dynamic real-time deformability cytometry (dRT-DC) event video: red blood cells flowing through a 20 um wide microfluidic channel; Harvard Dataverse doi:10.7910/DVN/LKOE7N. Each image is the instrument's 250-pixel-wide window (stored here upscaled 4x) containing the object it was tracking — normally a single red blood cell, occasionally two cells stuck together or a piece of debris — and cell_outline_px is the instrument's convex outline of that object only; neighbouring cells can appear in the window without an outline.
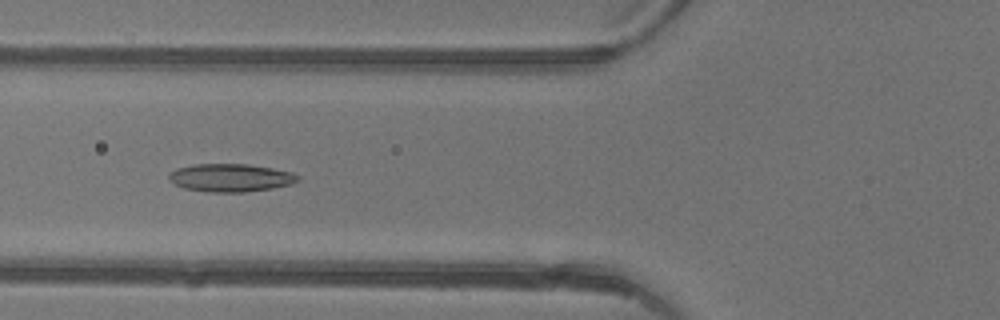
{"species": "common noctule bat (a hibernating species)", "species_latin": "Nyctalus noctula", "temperature_condition": "warm", "stored_images_in_passage": 43, "camera_frame_rate_fps": 3000, "um_per_image_px": 0.085, "animal": {"sex": "female"}, "frame": {"image": 1, "passage_image": 14, "time_ms": 4.333, "image_size_px": [1000, 320], "cell_outline_px": [[300, 180], [292, 184], [272, 188], [244, 192], [208, 192], [184, 188], [168, 180], [168, 176], [176, 168], [192, 164], [248, 164], [272, 168], [292, 172], [300, 176]], "centroid_in_image_um": [19.61, 15.1], "position_along_channel_um": 106.2, "area_um2": 21.1}}
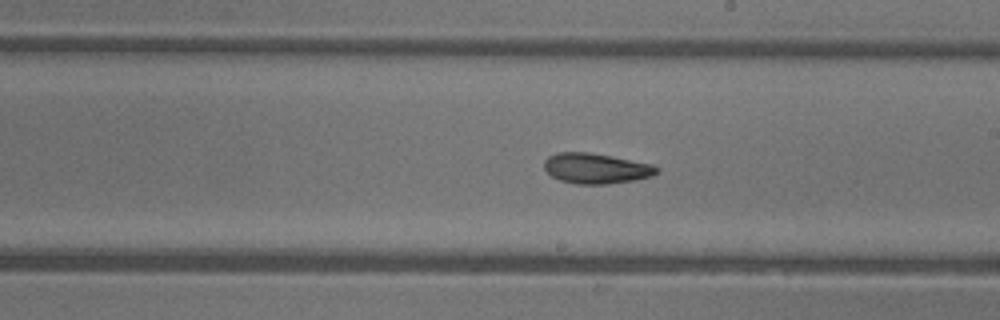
{"frame": {"image": 2, "passage_image": 23, "time_ms": 7.333, "image_size_px": [1000, 320], "cell_outline_px": [[660, 172], [652, 176], [636, 180], [608, 184], [576, 184], [560, 180], [552, 176], [544, 168], [544, 160], [548, 156], [556, 152], [588, 152], [612, 156], [652, 164], [660, 168]], "centroid_in_image_um": [50.69, 14.31], "position_along_channel_um": 238.3, "area_um2": 20.11}}
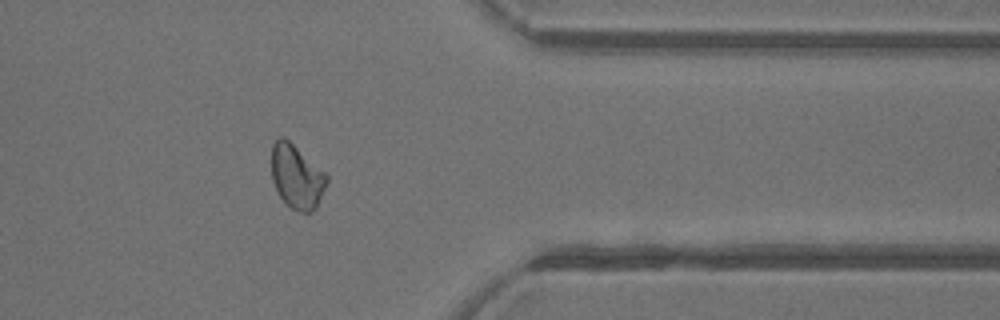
{"frame": {"image": 3, "passage_image": 34, "time_ms": 11.0, "image_size_px": [1000, 320], "cell_outline_px": [[328, 180], [316, 208], [312, 212], [300, 212], [292, 208], [280, 196], [272, 180], [272, 144], [280, 136], [284, 136], [324, 172], [328, 176]], "centroid_in_image_um": [25.21, 15.01], "position_along_channel_um": 386.2, "area_um2": 20.23}, "authors_computed_cell_mechanics": {"area_um2": 20.519, "velocity_mm_per_s": 4.4014, "shape_relaxation_time_tau1_ms": 7.9475, "shape_relaxation_time_tau2_ms": 2.8468, "deformation_change_tau1": 0.2153, "deformation_change_tau2": 0.1006}}